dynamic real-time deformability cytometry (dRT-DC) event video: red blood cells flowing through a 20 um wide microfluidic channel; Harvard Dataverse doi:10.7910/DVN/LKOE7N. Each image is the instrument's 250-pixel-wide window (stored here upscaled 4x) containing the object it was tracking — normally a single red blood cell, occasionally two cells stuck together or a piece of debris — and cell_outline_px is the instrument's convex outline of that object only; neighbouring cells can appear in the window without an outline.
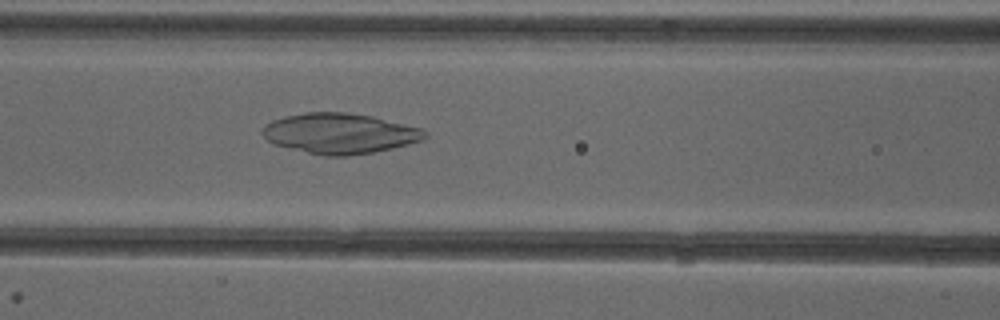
{"species": "common noctule bat (a hibernating species)", "species_latin": "Nyctalus noctula", "temperature_condition": "cold", "stored_images_in_passage": 51, "camera_frame_rate_fps": 3000, "um_per_image_px": 0.085, "animal": {"sex": "female"}, "frame": {"image": 1, "passage_image": 22, "time_ms": 7.0, "image_size_px": [1000, 320], "cell_outline_px": [[428, 136], [424, 140], [392, 148], [372, 152], [344, 156], [324, 156], [276, 144], [268, 140], [260, 132], [272, 120], [284, 116], [304, 112], [348, 112], [372, 116], [424, 128], [428, 132]], "centroid_in_image_um": [28.94, 11.32], "position_along_channel_um": 137.7, "area_um2": 38.15}}
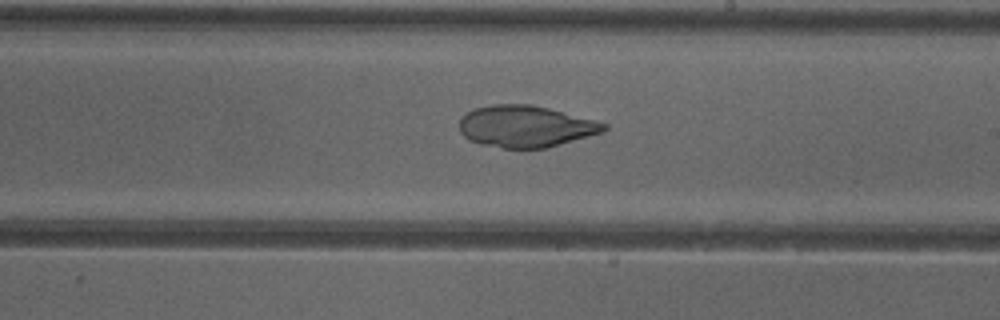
{"frame": {"image": 2, "passage_image": 30, "time_ms": 9.667, "image_size_px": [1000, 320], "cell_outline_px": [[608, 128], [604, 132], [548, 148], [504, 148], [480, 144], [468, 140], [460, 132], [460, 120], [468, 112], [476, 108], [492, 104], [532, 104], [596, 120], [608, 124]], "centroid_in_image_um": [44.71, 10.75], "position_along_channel_um": 244.3, "area_um2": 35.2}}
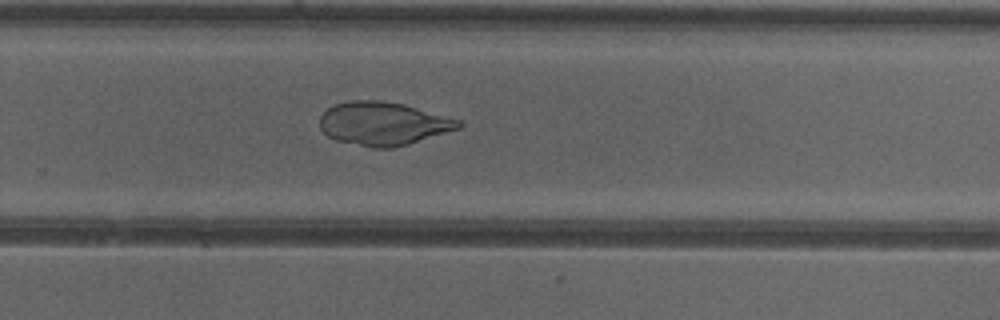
{"frame": {"image": 3, "passage_image": 34, "time_ms": 11.0, "image_size_px": [1000, 320], "cell_outline_px": [[464, 124], [460, 128], [408, 144], [392, 148], [372, 148], [336, 140], [328, 136], [320, 128], [320, 116], [332, 104], [348, 100], [380, 100], [404, 104], [460, 120]], "centroid_in_image_um": [32.55, 10.5], "position_along_channel_um": 297.3, "area_um2": 35.08}}